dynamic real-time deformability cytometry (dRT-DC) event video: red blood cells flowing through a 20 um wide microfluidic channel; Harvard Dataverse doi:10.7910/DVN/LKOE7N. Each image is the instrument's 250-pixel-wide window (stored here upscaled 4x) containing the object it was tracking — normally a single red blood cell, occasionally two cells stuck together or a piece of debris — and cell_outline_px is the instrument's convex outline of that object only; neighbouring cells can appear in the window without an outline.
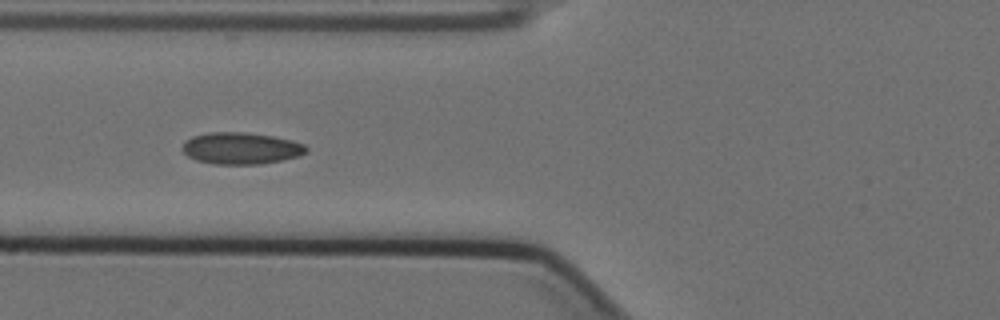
{"species": "Egyptian fruit bat (a non-hibernating species)", "species_latin": "Rousettus aegyptiacus", "temperature_condition": "cold", "stored_images_in_passage": 9, "camera_frame_rate_fps": 3000, "um_per_image_px": 0.085, "animal": {"sex": "female"}, "frame": {"image": 1, "passage_image": 7, "time_ms": 2.0, "image_size_px": [1000, 320], "cell_outline_px": [[308, 152], [296, 156], [280, 160], [260, 164], [212, 164], [196, 160], [188, 156], [180, 148], [192, 136], [208, 132], [244, 132], [272, 136], [292, 140], [304, 144], [308, 148]], "centroid_in_image_um": [20.47, 12.6], "position_along_channel_um": 105.3, "area_um2": 22.83}}
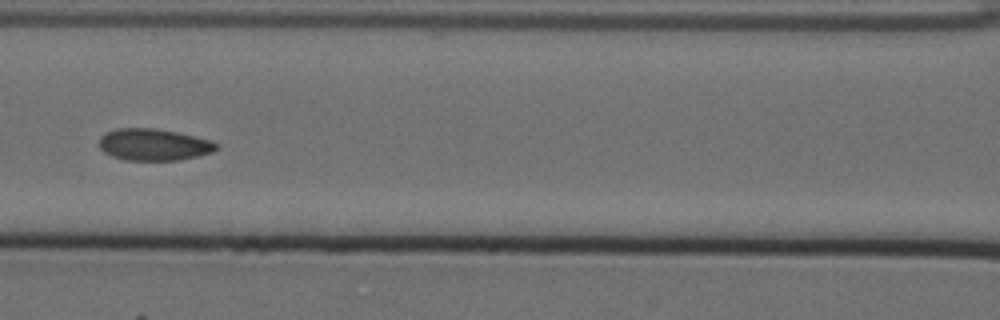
{"frame": {"image": 2, "passage_image": 8, "time_ms": 2.333, "image_size_px": [1000, 320], "cell_outline_px": [[220, 148], [212, 152], [180, 160], [124, 160], [112, 156], [104, 152], [100, 148], [100, 136], [104, 132], [116, 128], [152, 128], [176, 132], [212, 140], [220, 144]], "centroid_in_image_um": [13.08, 12.29], "position_along_channel_um": 153.5, "area_um2": 21.85}}
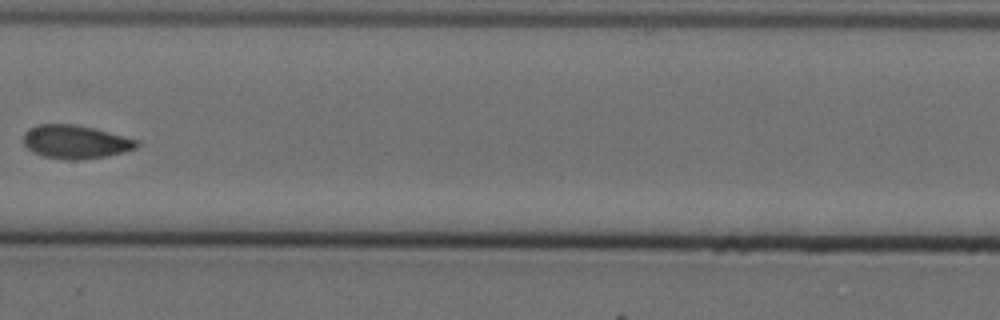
{"frame": {"image": 3, "passage_image": 9, "time_ms": 2.667, "image_size_px": [1000, 320], "cell_outline_px": [[140, 144], [136, 148], [124, 152], [108, 156], [76, 160], [64, 160], [44, 156], [28, 148], [24, 144], [24, 132], [28, 128], [36, 124], [76, 124], [140, 140]], "centroid_in_image_um": [6.43, 12.05], "position_along_channel_um": 201.0, "area_um2": 22.14}}